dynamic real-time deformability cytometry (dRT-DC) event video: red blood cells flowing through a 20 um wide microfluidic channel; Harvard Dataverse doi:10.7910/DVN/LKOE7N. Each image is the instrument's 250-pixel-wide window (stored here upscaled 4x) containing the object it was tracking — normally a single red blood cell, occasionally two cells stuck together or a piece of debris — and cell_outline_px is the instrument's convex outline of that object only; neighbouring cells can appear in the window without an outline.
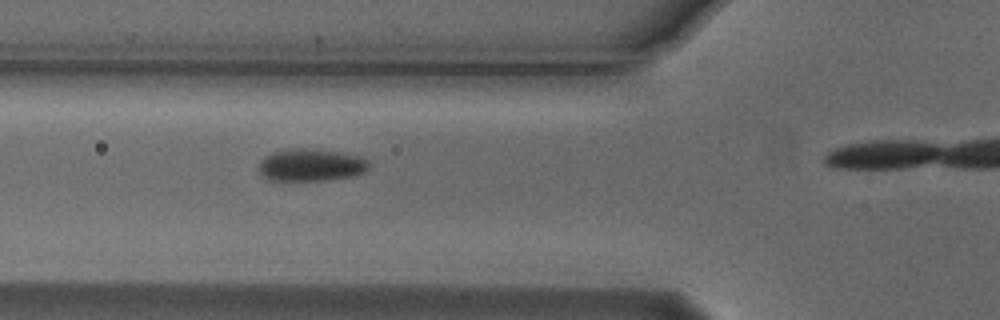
{"species": "Egyptian fruit bat (a non-hibernating species)", "species_latin": "Rousettus aegyptiacus", "temperature_condition": "cold", "stored_images_in_passage": 8, "camera_frame_rate_fps": 3000, "um_per_image_px": 0.085, "animal": {"sex": "male"}, "frame": {"image": 1, "passage_image": 7, "time_ms": 2.0, "image_size_px": [1000, 320], "cell_outline_px": [[368, 168], [364, 172], [356, 176], [324, 180], [272, 180], [264, 176], [260, 172], [260, 160], [264, 156], [272, 152], [292, 148], [308, 148], [364, 156], [368, 160]], "centroid_in_image_um": [26.46, 14.01], "position_along_channel_um": 99.3, "area_um2": 20.75}}